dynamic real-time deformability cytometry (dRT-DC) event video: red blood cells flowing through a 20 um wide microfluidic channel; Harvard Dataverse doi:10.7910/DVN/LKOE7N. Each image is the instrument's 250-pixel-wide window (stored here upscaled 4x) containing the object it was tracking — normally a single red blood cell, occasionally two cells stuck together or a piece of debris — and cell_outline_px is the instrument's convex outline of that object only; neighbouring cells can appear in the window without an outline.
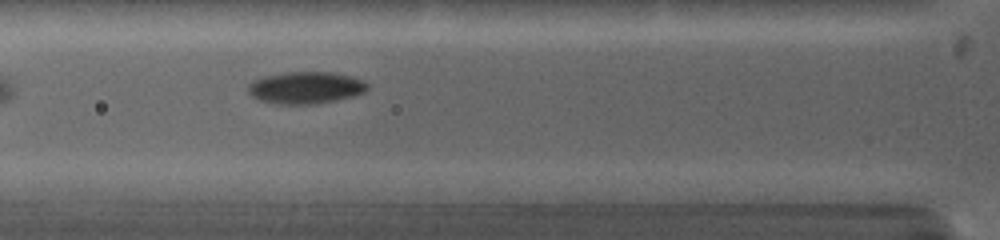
{"species": "common noctule bat (a hibernating species)", "species_latin": "Nyctalus noctula", "temperature_condition": "warm", "stored_images_in_passage": 5, "camera_frame_rate_fps": 5000, "um_per_image_px": 0.085, "animal": {"sex": "female", "body_mass_g": 19.0, "forearm_length_mm": 53.3}, "frame": {"image": 1, "passage_image": 3, "time_ms": 0.8, "image_size_px": [1000, 240], "cell_outline_px": [[368, 88], [364, 92], [352, 96], [336, 100], [316, 104], [276, 104], [260, 100], [252, 96], [248, 92], [248, 84], [252, 80], [264, 76], [288, 72], [332, 72], [352, 76], [364, 80], [368, 84]], "centroid_in_image_um": [25.98, 7.45], "position_along_channel_um": 99.8, "area_um2": 22.37}}